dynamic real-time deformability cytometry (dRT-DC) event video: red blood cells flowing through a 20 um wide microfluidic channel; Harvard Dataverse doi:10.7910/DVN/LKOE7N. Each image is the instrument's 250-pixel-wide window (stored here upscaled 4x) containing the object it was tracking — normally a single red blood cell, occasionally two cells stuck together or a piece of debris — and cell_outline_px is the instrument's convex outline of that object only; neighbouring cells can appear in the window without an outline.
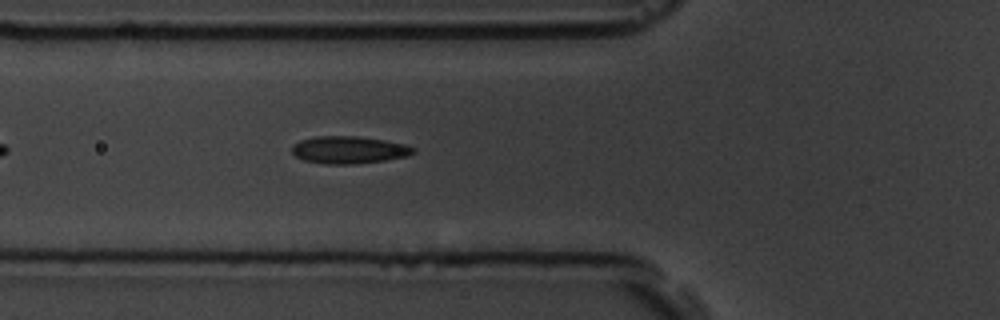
{"species": "common noctule bat (a hibernating species)", "species_latin": "Nyctalus noctula", "temperature_condition": "room temperature", "stored_images_in_passage": 42, "camera_frame_rate_fps": 3000, "um_per_image_px": 0.085, "animal": {"sex": "male", "body_mass_g": 19.5, "forearm_length_mm": 54.6}, "frame": {"image": 1, "passage_image": 7, "time_ms": 2.0, "image_size_px": [1000, 320], "cell_outline_px": [[416, 152], [408, 156], [384, 160], [352, 164], [328, 164], [304, 160], [296, 156], [292, 152], [292, 148], [300, 140], [316, 136], [356, 136], [384, 140], [404, 144], [416, 148]], "centroid_in_image_um": [29.69, 12.73], "position_along_channel_um": 96.1, "area_um2": 19.19}}
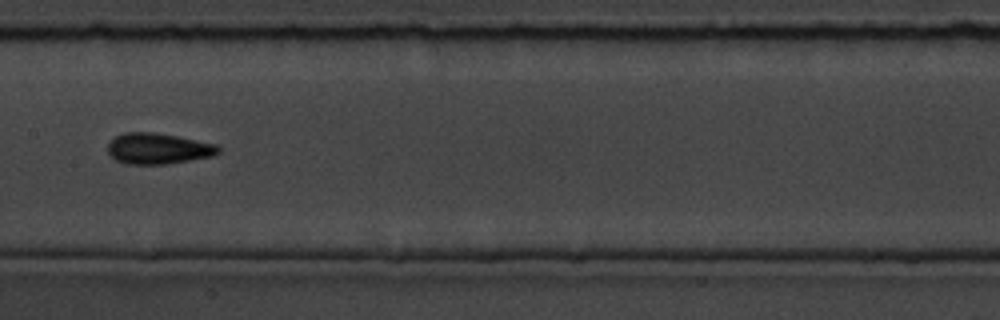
{"frame": {"image": 2, "passage_image": 15, "time_ms": 4.667, "image_size_px": [1000, 320], "cell_outline_px": [[220, 152], [212, 156], [168, 164], [124, 164], [116, 160], [108, 152], [108, 144], [116, 136], [124, 132], [152, 132], [176, 136], [216, 144], [220, 148]], "centroid_in_image_um": [13.43, 12.63], "position_along_channel_um": 194.0, "area_um2": 19.83}}
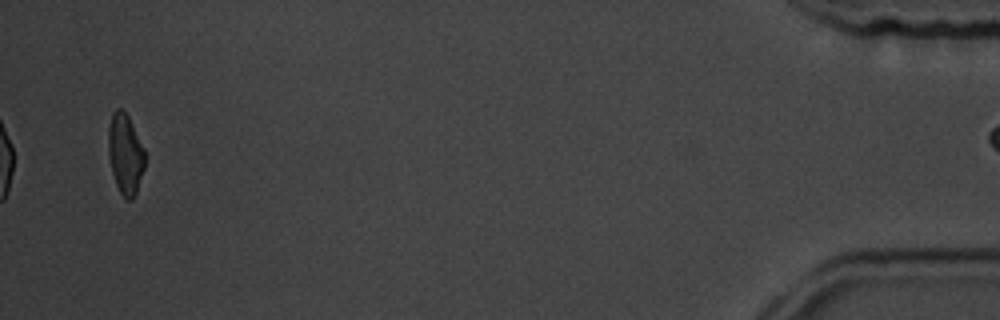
{"frame": {"image": 3, "passage_image": 41, "time_ms": 13.333, "image_size_px": [1000, 320], "cell_outline_px": [[144, 168], [136, 192], [132, 200], [128, 200], [120, 192], [116, 184], [112, 172], [108, 152], [108, 128], [112, 112], [116, 108], [120, 108], [128, 116], [144, 148]], "centroid_in_image_um": [10.63, 13.07], "position_along_channel_um": 424.6, "area_um2": 16.94}}